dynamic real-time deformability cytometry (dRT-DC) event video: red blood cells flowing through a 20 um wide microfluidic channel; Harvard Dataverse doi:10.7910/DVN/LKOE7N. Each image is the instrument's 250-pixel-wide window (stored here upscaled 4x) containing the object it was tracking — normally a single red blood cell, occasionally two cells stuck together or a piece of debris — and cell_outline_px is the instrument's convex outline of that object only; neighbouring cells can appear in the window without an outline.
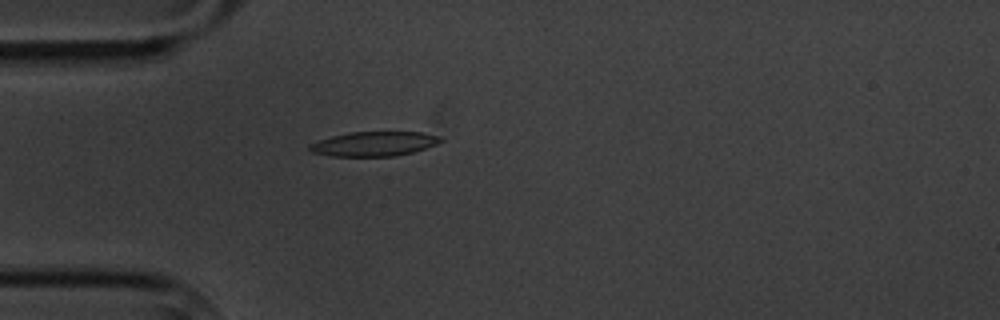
{"species": "common noctule bat (a hibernating species)", "species_latin": "Nyctalus noctula", "temperature_condition": "cold", "stored_images_in_passage": 1, "camera_frame_rate_fps": 3000, "um_per_image_px": 0.085, "animal": {"sex": "male", "body_mass_g": 20.1, "forearm_length_mm": 53.5}, "frame": {"image": 1, "passage_image": 1, "time_ms": 0.0, "image_size_px": [1000, 320], "cell_outline_px": [[444, 140], [436, 144], [412, 152], [392, 156], [332, 156], [312, 152], [308, 148], [308, 144], [332, 136], [348, 132], [420, 132], [440, 136]], "centroid_in_image_um": [31.77, 12.22], "position_along_channel_um": 53.2, "area_um2": 18.55}}